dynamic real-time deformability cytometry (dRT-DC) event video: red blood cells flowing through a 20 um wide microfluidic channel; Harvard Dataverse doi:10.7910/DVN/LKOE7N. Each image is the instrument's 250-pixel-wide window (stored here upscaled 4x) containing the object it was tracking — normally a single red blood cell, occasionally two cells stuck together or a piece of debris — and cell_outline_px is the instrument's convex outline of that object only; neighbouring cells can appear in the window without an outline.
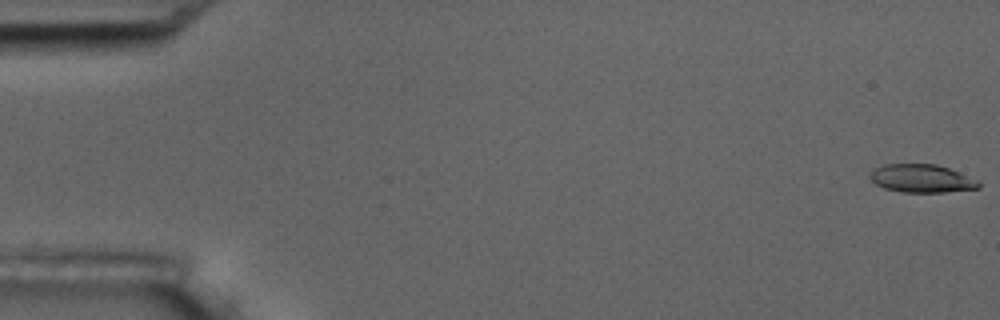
{"species": "common noctule bat (a hibernating species)", "species_latin": "Nyctalus noctula", "temperature_condition": "room temperature", "stored_images_in_passage": 5, "camera_frame_rate_fps": 3000, "um_per_image_px": 0.085, "animal": {"sex": "male", "body_mass_g": 17.5, "forearm_length_mm": 52.3}, "frame": {"image": 1, "passage_image": 1, "time_ms": 0.0, "image_size_px": [1000, 320], "cell_outline_px": [[980, 188], [944, 192], [904, 192], [884, 188], [876, 184], [868, 176], [876, 168], [884, 164], [936, 164], [948, 168], [980, 180]], "centroid_in_image_um": [78.37, 15.17], "position_along_channel_um": 6.6, "area_um2": 17.74}}
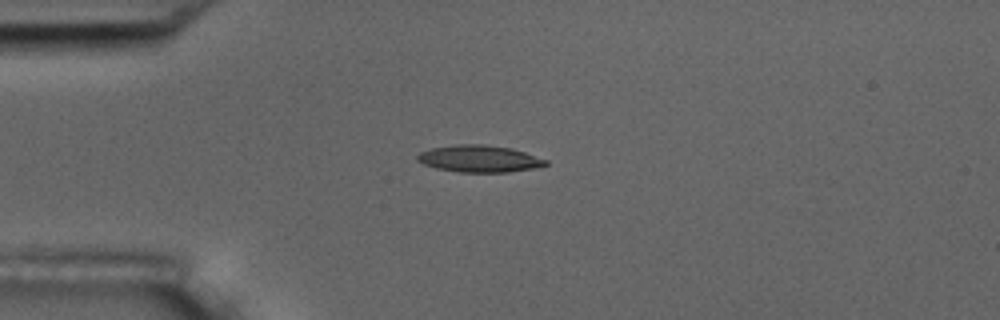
{"frame": {"image": 2, "passage_image": 5, "time_ms": 1.333, "image_size_px": [1000, 320], "cell_outline_px": [[548, 164], [532, 168], [508, 172], [460, 172], [436, 168], [424, 164], [416, 160], [416, 156], [420, 152], [432, 148], [456, 144], [484, 144], [512, 148], [548, 160]], "centroid_in_image_um": [40.72, 13.48], "position_along_channel_um": 44.3, "area_um2": 20.06}}